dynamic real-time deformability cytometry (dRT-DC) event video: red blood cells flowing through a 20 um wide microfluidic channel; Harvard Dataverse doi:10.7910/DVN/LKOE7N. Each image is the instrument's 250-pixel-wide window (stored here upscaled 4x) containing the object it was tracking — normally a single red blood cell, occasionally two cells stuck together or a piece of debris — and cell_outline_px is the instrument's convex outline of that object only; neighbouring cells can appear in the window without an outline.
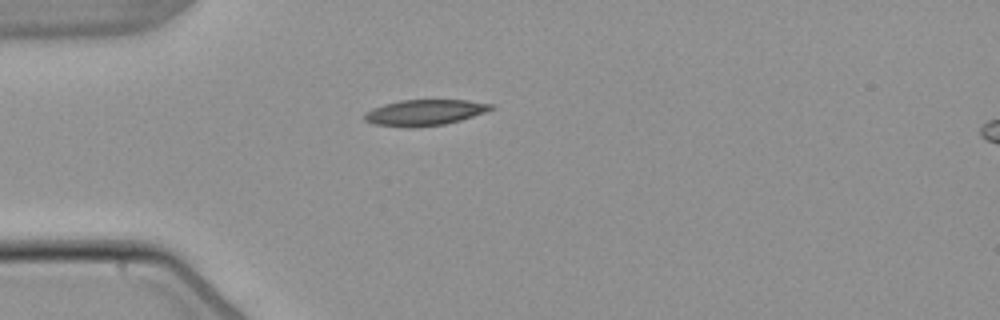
{"species": "common noctule bat (a hibernating species)", "species_latin": "Nyctalus noctula", "temperature_condition": "warm", "stored_images_in_passage": 1, "camera_frame_rate_fps": 3000, "um_per_image_px": 0.085, "animal": {"sex": "male", "body_mass_g": 21.5, "forearm_length_mm": 52.0}, "frame": {"image": 1, "passage_image": 1, "time_ms": 0.0, "image_size_px": [1000, 320], "cell_outline_px": [[492, 108], [484, 112], [460, 120], [444, 124], [412, 128], [408, 128], [376, 124], [364, 120], [360, 116], [364, 112], [372, 108], [384, 104], [400, 100], [468, 100], [492, 104]], "centroid_in_image_um": [36.01, 9.57], "position_along_channel_um": 49.0, "area_um2": 19.07}}